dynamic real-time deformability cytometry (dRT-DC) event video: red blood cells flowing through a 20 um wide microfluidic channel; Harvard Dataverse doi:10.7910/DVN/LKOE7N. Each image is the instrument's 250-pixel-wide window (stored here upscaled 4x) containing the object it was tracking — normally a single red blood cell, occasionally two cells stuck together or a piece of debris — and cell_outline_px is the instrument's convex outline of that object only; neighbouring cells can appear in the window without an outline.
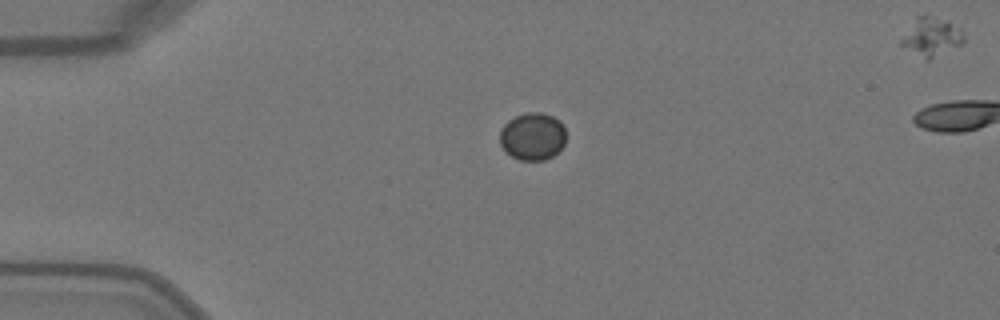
{"species": "Egyptian fruit bat (a non-hibernating species)", "species_latin": "Rousettus aegyptiacus", "temperature_condition": "warm", "stored_images_in_passage": 39, "camera_frame_rate_fps": 3000, "um_per_image_px": 0.085, "animal": {"sex": "female"}, "frame": {"image": 1, "passage_image": 1, "time_ms": 0.0, "image_size_px": [1000, 320], "cell_outline_px": [[564, 144], [552, 156], [544, 160], [520, 160], [504, 152], [500, 144], [500, 132], [504, 124], [508, 120], [524, 112], [540, 112], [552, 116], [560, 120], [564, 128]], "centroid_in_image_um": [45.24, 11.59], "position_along_channel_um": 39.8, "area_um2": 18.32}}
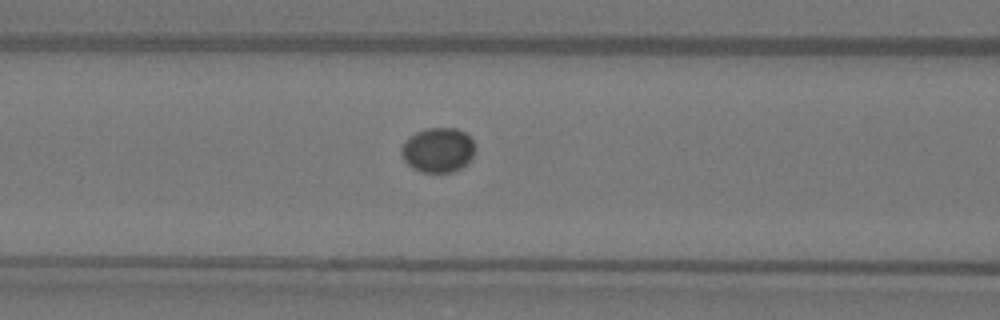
{"frame": {"image": 2, "passage_image": 10, "time_ms": 3.0, "image_size_px": [1000, 320], "cell_outline_px": [[476, 148], [472, 156], [460, 168], [452, 172], [420, 172], [412, 168], [404, 160], [400, 152], [404, 144], [416, 132], [428, 128], [456, 128], [464, 132], [472, 140]], "centroid_in_image_um": [37.23, 12.76], "position_along_channel_um": 129.4, "area_um2": 18.9}}
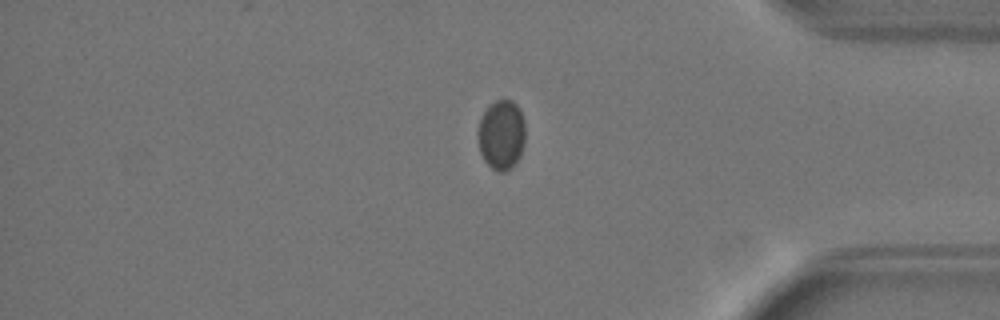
{"frame": {"image": 3, "passage_image": 31, "time_ms": 10.0, "image_size_px": [1000, 320], "cell_outline_px": [[524, 140], [520, 156], [504, 172], [496, 172], [484, 160], [480, 152], [476, 132], [480, 116], [496, 100], [512, 100], [520, 108], [524, 120]], "centroid_in_image_um": [42.59, 11.44], "position_along_channel_um": 392.6, "area_um2": 19.25}, "authors_computed_cell_mechanics": {"area_um2": 19.2474, "velocity_mm_per_s": 4.0718, "shape_relaxation_time_tau1_ms": null, "shape_relaxation_time_tau2_ms": 2.7236, "deformation_change_tau1": null, "deformation_change_tau2": 0.0108}}